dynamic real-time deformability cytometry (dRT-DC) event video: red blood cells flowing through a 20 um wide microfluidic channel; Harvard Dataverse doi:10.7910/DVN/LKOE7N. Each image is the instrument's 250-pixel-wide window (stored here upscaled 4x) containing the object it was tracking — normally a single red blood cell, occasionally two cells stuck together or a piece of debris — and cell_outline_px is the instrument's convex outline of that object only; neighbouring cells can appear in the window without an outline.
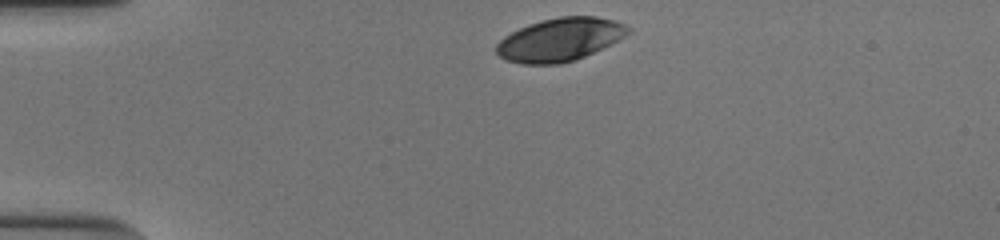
{"species": "human", "species_latin": "Homo sapiens", "temperature_condition": "cold", "stored_images_in_passage": 33, "camera_frame_rate_fps": 3000, "um_per_image_px": 0.085, "donor": {"sex": "male"}, "frame": {"image": 1, "passage_image": 1, "time_ms": 0.0, "image_size_px": [1000, 240], "cell_outline_px": [[632, 32], [576, 60], [560, 64], [520, 64], [508, 60], [500, 56], [496, 52], [496, 44], [504, 36], [528, 24], [540, 20], [560, 16], [596, 16], [616, 20], [632, 28]], "centroid_in_image_um": [47.59, 3.35], "position_along_channel_um": 37.4, "area_um2": 33.0}}
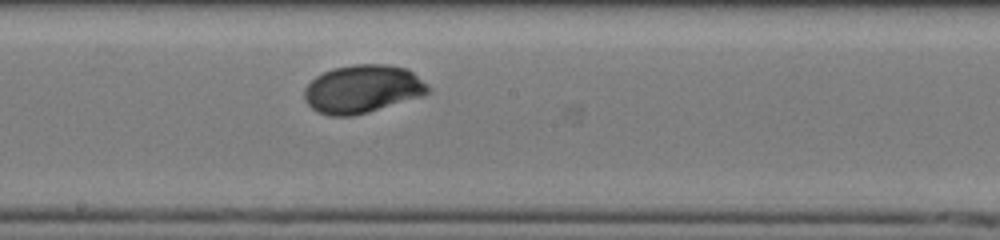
{"frame": {"image": 2, "passage_image": 19, "time_ms": 6.0, "image_size_px": [1000, 240], "cell_outline_px": [[432, 92], [424, 96], [368, 112], [352, 116], [328, 116], [316, 112], [304, 100], [304, 88], [316, 76], [332, 68], [352, 64], [388, 64], [408, 68], [428, 84], [432, 88]], "centroid_in_image_um": [30.85, 7.56], "position_along_channel_um": 217.4, "area_um2": 35.26}}
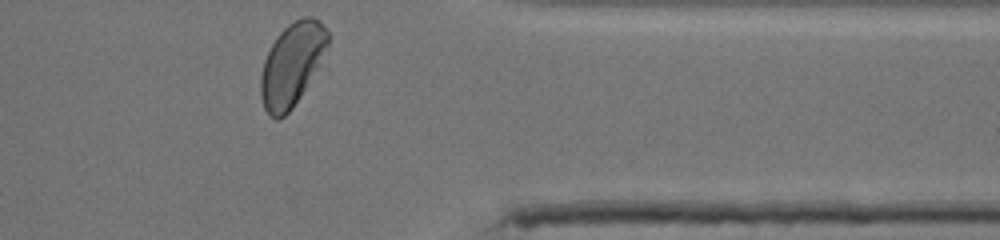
{"frame": {"image": 3, "passage_image": 33, "time_ms": 10.667, "image_size_px": [1000, 240], "cell_outline_px": [[328, 48], [300, 96], [292, 108], [284, 116], [276, 120], [268, 116], [264, 108], [260, 96], [260, 76], [264, 60], [276, 36], [288, 24], [304, 16], [312, 16], [328, 32]], "centroid_in_image_um": [24.77, 5.5], "position_along_channel_um": 386.6, "area_um2": 32.02}, "authors_computed_cell_mechanics": {"area_um2": 33.813, "velocity_mm_per_s": 3.8278, "shape_relaxation_time_tau1_ms": 2.6247, "shape_relaxation_time_tau2_ms": null, "deformation_change_tau1": 0.1394, "deformation_change_tau2": null}}